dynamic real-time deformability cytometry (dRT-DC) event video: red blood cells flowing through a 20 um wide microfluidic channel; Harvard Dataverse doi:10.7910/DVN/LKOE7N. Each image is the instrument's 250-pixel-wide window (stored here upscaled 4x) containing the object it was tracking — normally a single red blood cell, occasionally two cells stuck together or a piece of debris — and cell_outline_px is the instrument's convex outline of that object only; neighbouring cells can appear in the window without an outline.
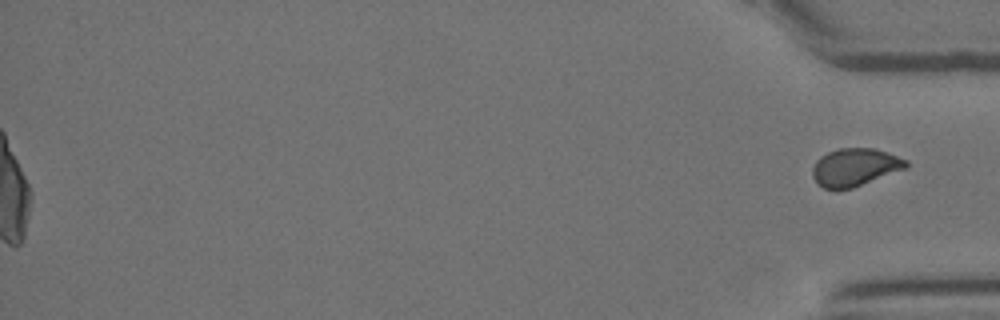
{"species": "Egyptian fruit bat (a non-hibernating species)", "species_latin": "Rousettus aegyptiacus", "temperature_condition": "room temperature", "stored_images_in_passage": 50, "camera_frame_rate_fps": 3000, "um_per_image_px": 0.085, "animal": {"sex": "female"}, "frame": {"image": 1, "passage_image": 50, "time_ms": 16.333, "image_size_px": [1000, 320], "cell_outline_px": [[908, 168], [852, 188], [824, 188], [816, 184], [812, 176], [812, 168], [816, 160], [820, 156], [828, 152], [840, 148], [876, 148], [908, 160]], "centroid_in_image_um": [72.67, 14.2], "position_along_channel_um": 362.5, "area_um2": 20.69}}